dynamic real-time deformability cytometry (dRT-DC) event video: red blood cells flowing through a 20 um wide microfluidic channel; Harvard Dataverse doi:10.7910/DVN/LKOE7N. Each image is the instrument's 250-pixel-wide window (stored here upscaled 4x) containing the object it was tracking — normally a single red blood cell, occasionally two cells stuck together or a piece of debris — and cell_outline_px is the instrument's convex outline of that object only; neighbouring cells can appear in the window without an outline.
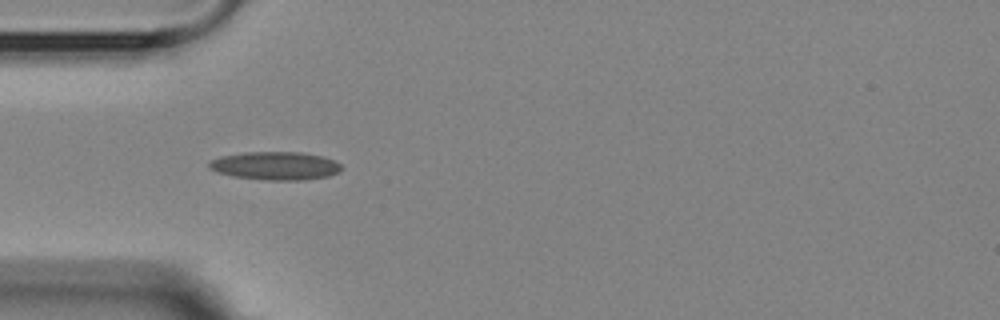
{"species": "Egyptian fruit bat (a non-hibernating species)", "species_latin": "Rousettus aegyptiacus", "temperature_condition": "room temperature", "stored_images_in_passage": 11, "camera_frame_rate_fps": 3000, "um_per_image_px": 0.085, "animal": {"sex": "female"}, "frame": {"image": 1, "passage_image": 1, "time_ms": 0.0, "image_size_px": [1000, 320], "cell_outline_px": [[344, 168], [328, 176], [300, 180], [268, 180], [236, 176], [220, 172], [208, 168], [208, 160], [220, 156], [244, 152], [300, 152], [324, 156], [340, 164]], "centroid_in_image_um": [23.39, 14.07], "position_along_channel_um": 61.6, "area_um2": 21.62}}
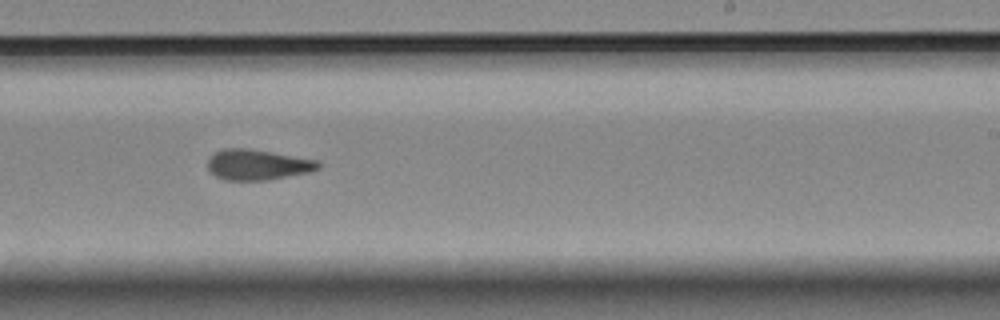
{"frame": {"image": 2, "passage_image": 6, "time_ms": 5.667, "image_size_px": [1000, 320], "cell_outline_px": [[320, 168], [308, 172], [268, 180], [224, 180], [216, 176], [208, 168], [208, 156], [212, 152], [224, 148], [252, 148], [320, 160]], "centroid_in_image_um": [21.89, 13.97], "position_along_channel_um": 267.1, "area_um2": 20.0}}
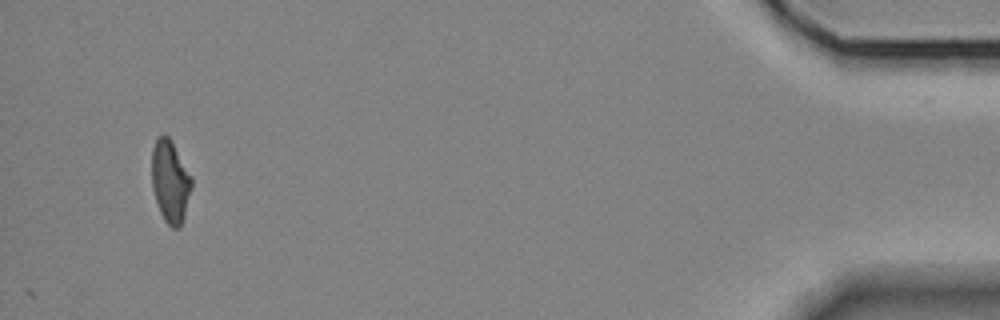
{"frame": {"image": 3, "passage_image": 10, "time_ms": 12.0, "image_size_px": [1000, 320], "cell_outline_px": [[192, 188], [184, 216], [180, 228], [172, 228], [164, 220], [160, 212], [152, 188], [152, 148], [156, 136], [164, 132], [172, 140], [192, 180]], "centroid_in_image_um": [14.45, 15.38], "position_along_channel_um": 420.7, "area_um2": 19.19}, "authors_computed_cell_mechanics": {"area_um2": 19.5364, "velocity_mm_per_s": 3.6374, "shape_relaxation_time_tau1_ms": null, "shape_relaxation_time_tau2_ms": 3.2875, "deformation_change_tau1": null, "deformation_change_tau2": 0.0885}}